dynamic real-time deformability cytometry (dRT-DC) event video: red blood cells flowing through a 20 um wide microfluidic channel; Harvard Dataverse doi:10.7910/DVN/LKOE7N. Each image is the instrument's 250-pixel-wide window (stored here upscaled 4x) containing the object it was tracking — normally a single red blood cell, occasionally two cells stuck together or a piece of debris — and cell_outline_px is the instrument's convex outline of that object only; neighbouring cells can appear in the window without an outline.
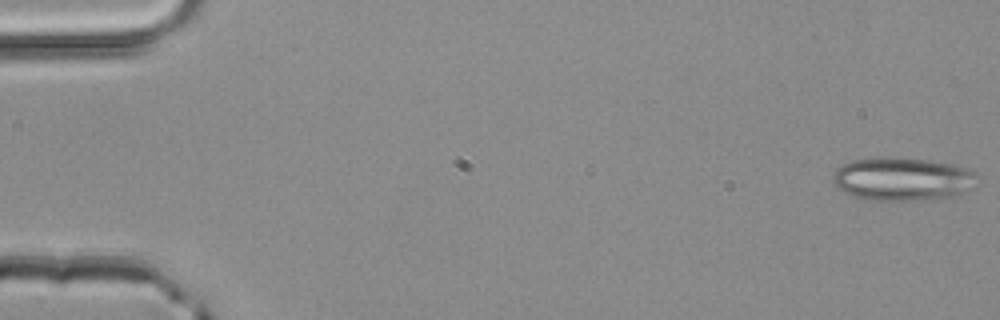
{"species": "common noctule bat (a hibernating species)", "species_latin": "Nyctalus noctula", "temperature_condition": "room temperature", "stored_images_in_passage": 4, "camera_frame_rate_fps": 3000, "um_per_image_px": 0.085, "animal": {"sex": "male", "body_mass_g": 20.4}, "frame": {"image": 1, "passage_image": 1, "time_ms": 0.0, "image_size_px": [1000, 320], "cell_outline_px": [[976, 188], [968, 192], [952, 196], [912, 200], [868, 200], [856, 196], [836, 188], [832, 184], [832, 172], [836, 168], [852, 160], [928, 160], [952, 164], [976, 172]], "centroid_in_image_um": [76.73, 15.26], "position_along_channel_um": 8.3, "area_um2": 35.55}}